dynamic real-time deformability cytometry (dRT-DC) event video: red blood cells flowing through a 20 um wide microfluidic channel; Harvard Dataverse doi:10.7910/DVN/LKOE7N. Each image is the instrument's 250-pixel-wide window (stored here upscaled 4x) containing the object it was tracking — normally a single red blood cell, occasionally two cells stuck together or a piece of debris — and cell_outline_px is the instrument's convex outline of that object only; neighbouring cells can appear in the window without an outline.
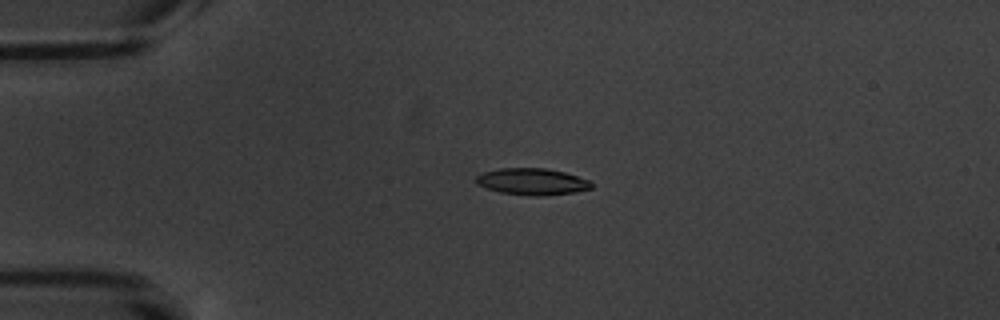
{"species": "common noctule bat (a hibernating species)", "species_latin": "Nyctalus noctula", "temperature_condition": "warm", "stored_images_in_passage": 3, "camera_frame_rate_fps": 3000, "um_per_image_px": 0.085, "animal": {"sex": "male", "body_mass_g": 20.1, "forearm_length_mm": 53.5}, "frame": {"image": 1, "passage_image": 2, "time_ms": 1.0, "image_size_px": [1000, 320], "cell_outline_px": [[592, 188], [576, 192], [544, 196], [532, 196], [500, 192], [476, 184], [476, 176], [484, 172], [500, 168], [548, 168], [564, 172], [588, 180], [592, 184]], "centroid_in_image_um": [45.23, 15.44], "position_along_channel_um": 39.8, "area_um2": 17.86}}